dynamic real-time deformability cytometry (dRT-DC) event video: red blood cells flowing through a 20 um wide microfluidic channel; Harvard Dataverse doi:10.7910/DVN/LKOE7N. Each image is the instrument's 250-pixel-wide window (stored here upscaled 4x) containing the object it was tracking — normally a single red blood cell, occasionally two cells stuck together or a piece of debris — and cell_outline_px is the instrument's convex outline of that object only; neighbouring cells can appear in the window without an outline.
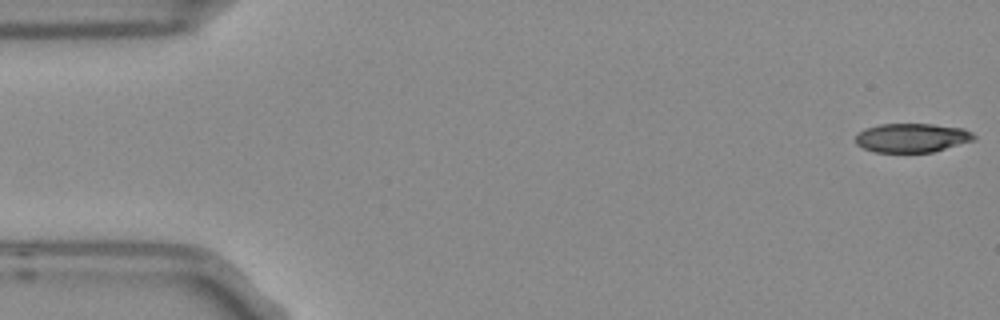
{"species": "Egyptian fruit bat (a non-hibernating species)", "species_latin": "Rousettus aegyptiacus", "temperature_condition": "room temperature", "stored_images_in_passage": 6, "segment_of_instrument_passage": [1, 2], "camera_frame_rate_fps": 3000, "um_per_image_px": 0.085, "frame": {"image": 1, "passage_image": 1, "time_ms": 0.0, "image_size_px": [1000, 320], "cell_outline_px": [[976, 140], [932, 152], [876, 152], [864, 148], [856, 144], [856, 136], [864, 128], [880, 124], [932, 124], [964, 128], [972, 132], [976, 136]], "centroid_in_image_um": [77.55, 11.71], "position_along_channel_um": 7.5, "area_um2": 20.06}}
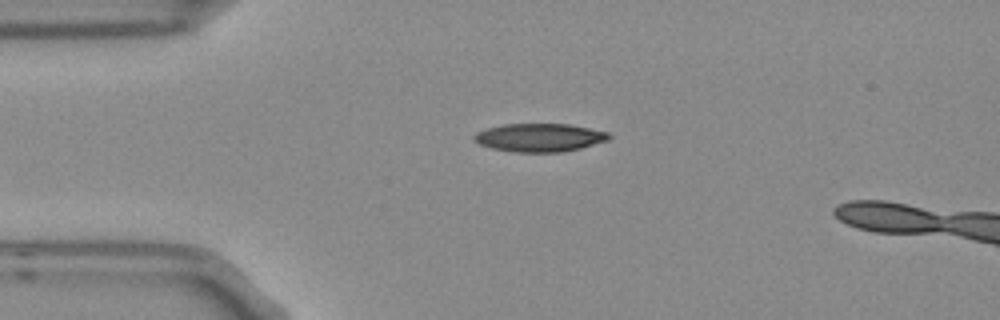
{"frame": {"image": 2, "passage_image": 4, "time_ms": 1.0, "image_size_px": [1000, 320], "cell_outline_px": [[612, 136], [608, 140], [580, 148], [560, 152], [512, 152], [492, 148], [480, 144], [472, 140], [472, 136], [476, 132], [488, 128], [504, 124], [568, 124], [608, 132]], "centroid_in_image_um": [45.83, 11.69], "position_along_channel_um": 39.2, "area_um2": 22.14}}